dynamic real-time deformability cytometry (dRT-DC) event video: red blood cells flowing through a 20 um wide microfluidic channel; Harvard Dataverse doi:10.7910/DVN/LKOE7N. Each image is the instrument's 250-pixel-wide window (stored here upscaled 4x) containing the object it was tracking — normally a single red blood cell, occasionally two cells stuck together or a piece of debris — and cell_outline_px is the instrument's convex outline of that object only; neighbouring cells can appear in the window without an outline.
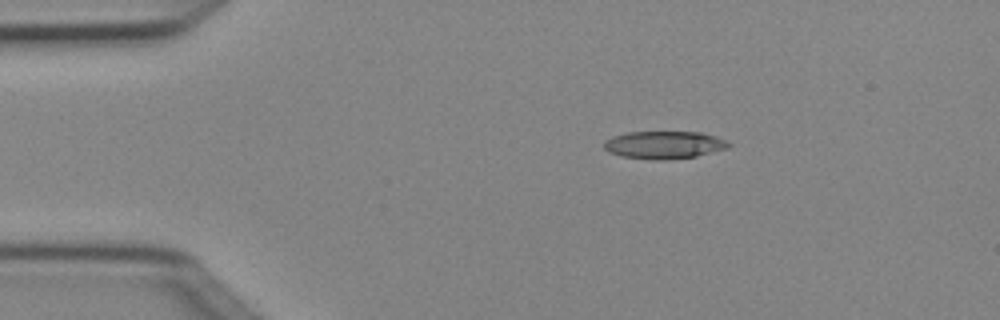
{"species": "Egyptian fruit bat (a non-hibernating species)", "species_latin": "Rousettus aegyptiacus", "temperature_condition": "cold", "stored_images_in_passage": 3, "camera_frame_rate_fps": 3000, "um_per_image_px": 0.085, "animal": {"sex": "female"}, "frame": {"image": 1, "passage_image": 2, "time_ms": 0.333, "image_size_px": [1000, 320], "cell_outline_px": [[732, 144], [728, 148], [696, 156], [664, 160], [652, 160], [620, 156], [608, 152], [604, 148], [604, 140], [612, 136], [628, 132], [700, 132], [716, 136]], "centroid_in_image_um": [56.42, 12.32], "position_along_channel_um": 28.6, "area_um2": 20.17}}